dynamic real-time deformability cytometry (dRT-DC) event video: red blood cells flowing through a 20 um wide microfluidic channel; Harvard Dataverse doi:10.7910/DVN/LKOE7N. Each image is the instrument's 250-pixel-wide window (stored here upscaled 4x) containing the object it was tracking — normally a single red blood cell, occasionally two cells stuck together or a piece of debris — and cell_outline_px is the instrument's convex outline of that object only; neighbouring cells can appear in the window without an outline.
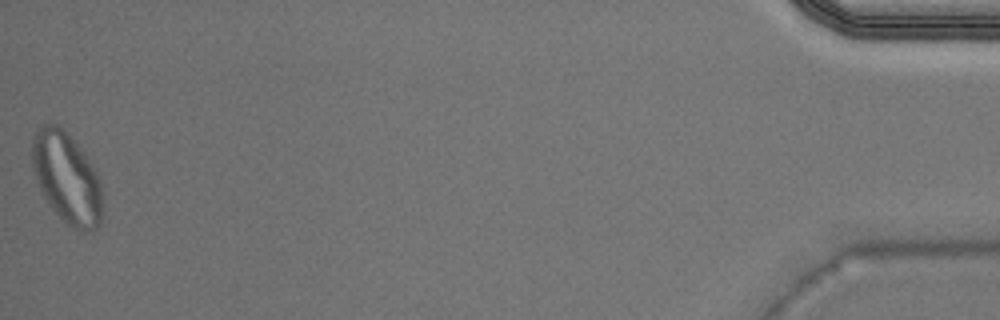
{"species": "Egyptian fruit bat (a non-hibernating species)", "species_latin": "Rousettus aegyptiacus", "temperature_condition": "warm", "stored_images_in_passage": 38, "segment_of_instrument_passage": [2, 2], "camera_frame_rate_fps": 3000, "um_per_image_px": 0.085, "animal": {"sex": "male"}, "frame": {"image": 1, "passage_image": 38, "time_ms": 12.333, "image_size_px": [1000, 320], "cell_outline_px": [[104, 192], [100, 224], [92, 232], [84, 232], [72, 228], [52, 208], [44, 196], [36, 180], [32, 168], [32, 140], [36, 128], [44, 124], [56, 124], [84, 152], [92, 164], [100, 180]], "centroid_in_image_um": [5.7, 15.16], "position_along_channel_um": 429.5, "area_um2": 37.34}}